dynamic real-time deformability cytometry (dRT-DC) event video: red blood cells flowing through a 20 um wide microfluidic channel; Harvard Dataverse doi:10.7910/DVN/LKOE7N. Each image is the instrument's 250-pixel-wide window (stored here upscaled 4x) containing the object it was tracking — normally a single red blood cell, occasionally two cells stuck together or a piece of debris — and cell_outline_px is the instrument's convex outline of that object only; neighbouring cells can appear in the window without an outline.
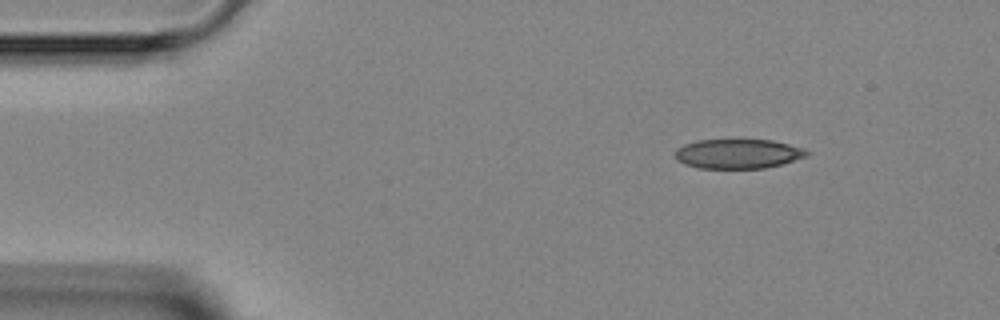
{"species": "Egyptian fruit bat (a non-hibernating species)", "species_latin": "Rousettus aegyptiacus", "temperature_condition": "room temperature", "stored_images_in_passage": 28, "camera_frame_rate_fps": 3000, "um_per_image_px": 0.085, "animal": {"sex": "female"}, "frame": {"image": 1, "passage_image": 1, "time_ms": 0.0, "image_size_px": [1000, 320], "cell_outline_px": [[812, 152], [808, 156], [784, 164], [764, 168], [700, 168], [684, 164], [676, 160], [676, 148], [684, 144], [696, 140], [772, 140], [804, 148]], "centroid_in_image_um": [62.77, 13.07], "position_along_channel_um": 22.2, "area_um2": 22.83}}
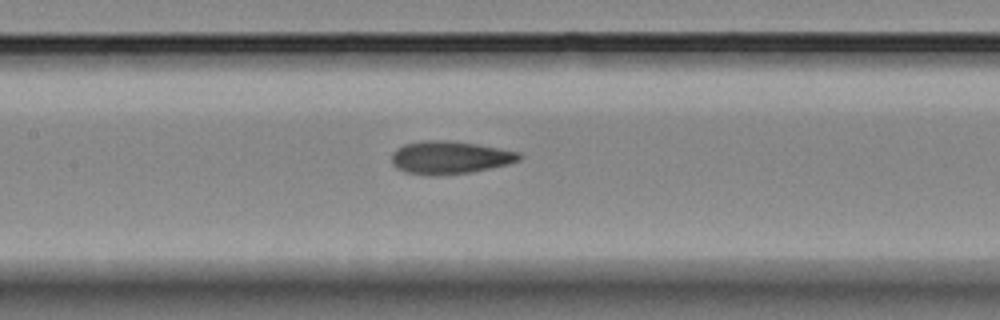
{"frame": {"image": 2, "passage_image": 16, "time_ms": 5.0, "image_size_px": [1000, 320], "cell_outline_px": [[524, 156], [520, 160], [508, 164], [472, 172], [432, 176], [428, 176], [404, 172], [396, 168], [392, 164], [392, 152], [396, 148], [404, 144], [424, 140], [448, 140], [476, 144], [500, 148], [520, 152]], "centroid_in_image_um": [38.22, 13.39], "position_along_channel_um": 169.2, "area_um2": 24.74}}
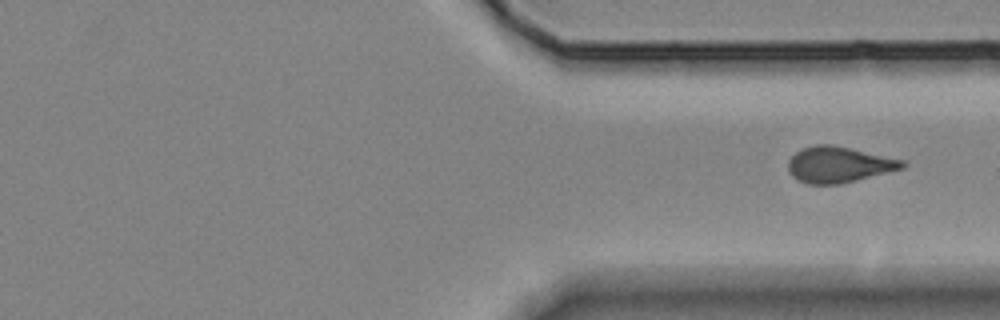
{"frame": {"image": 3, "passage_image": 28, "time_ms": 9.0, "image_size_px": [1000, 320], "cell_outline_px": [[908, 164], [904, 168], [840, 184], [808, 184], [796, 180], [788, 172], [788, 160], [800, 148], [816, 144], [832, 144], [904, 160]], "centroid_in_image_um": [71.27, 13.99], "position_along_channel_um": 340.1, "area_um2": 24.04}}